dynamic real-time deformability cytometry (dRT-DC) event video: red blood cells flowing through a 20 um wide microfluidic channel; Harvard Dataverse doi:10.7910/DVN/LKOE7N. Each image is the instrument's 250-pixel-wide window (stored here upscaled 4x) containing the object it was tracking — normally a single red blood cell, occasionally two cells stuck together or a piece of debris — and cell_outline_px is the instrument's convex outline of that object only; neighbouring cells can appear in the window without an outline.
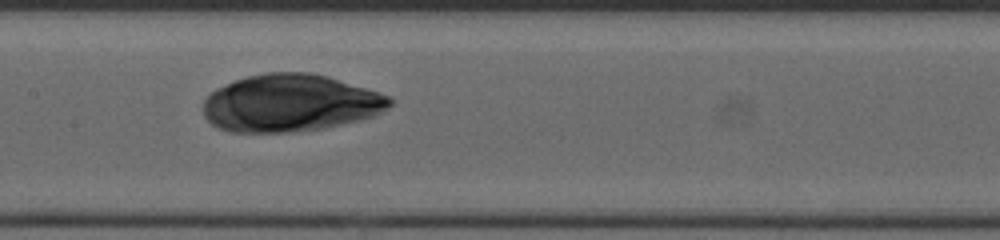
{"species": "human", "species_latin": "Homo sapiens", "temperature_condition": "cold", "stored_images_in_passage": 34, "camera_frame_rate_fps": 3000, "um_per_image_px": 0.085, "donor": {"sex": "female"}, "frame": {"image": 1, "passage_image": 20, "time_ms": 6.333, "image_size_px": [1000, 240], "cell_outline_px": [[392, 104], [388, 108], [372, 116], [360, 120], [324, 128], [288, 132], [232, 132], [220, 128], [212, 124], [204, 116], [204, 100], [216, 88], [236, 80], [248, 76], [268, 72], [308, 72], [328, 76], [388, 96], [392, 100]], "centroid_in_image_um": [24.66, 8.76], "position_along_channel_um": 182.7, "area_um2": 61.85}}
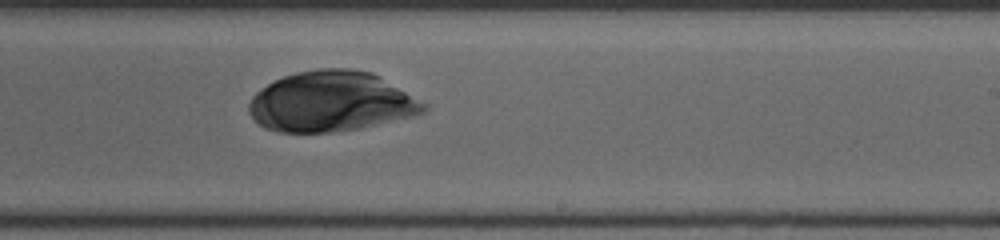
{"frame": {"image": 2, "passage_image": 25, "time_ms": 8.0, "image_size_px": [1000, 240], "cell_outline_px": [[428, 108], [424, 112], [412, 116], [356, 128], [332, 132], [276, 132], [264, 128], [248, 112], [248, 104], [252, 96], [256, 92], [268, 84], [284, 76], [296, 72], [320, 68], [348, 68], [372, 72], [380, 76], [428, 104]], "centroid_in_image_um": [28.13, 8.63], "position_along_channel_um": 260.9, "area_um2": 61.09}}
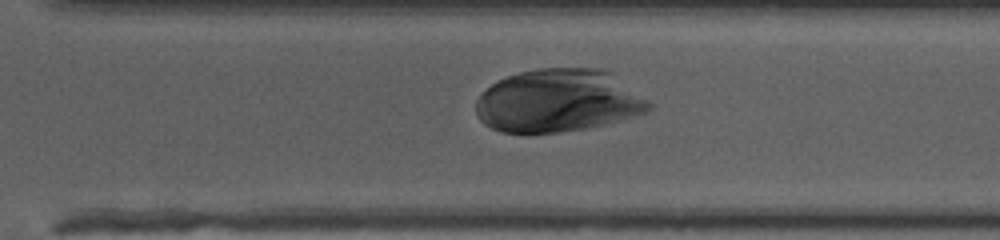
{"frame": {"image": 3, "passage_image": 29, "time_ms": 9.333, "image_size_px": [1000, 240], "cell_outline_px": [[652, 108], [648, 112], [604, 124], [584, 128], [560, 132], [528, 136], [500, 132], [484, 124], [476, 116], [476, 100], [480, 92], [496, 80], [520, 72], [536, 68], [596, 68], [612, 72], [652, 104]], "centroid_in_image_um": [47.37, 8.59], "position_along_channel_um": 323.2, "area_um2": 64.27}}